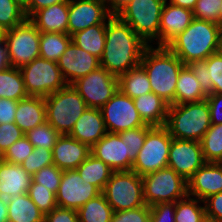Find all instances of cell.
Segmentation results:
<instances>
[{
	"mask_svg": "<svg viewBox=\"0 0 222 222\" xmlns=\"http://www.w3.org/2000/svg\"><path fill=\"white\" fill-rule=\"evenodd\" d=\"M175 202L150 206V222H175Z\"/></svg>",
	"mask_w": 222,
	"mask_h": 222,
	"instance_id": "cell-48",
	"label": "cell"
},
{
	"mask_svg": "<svg viewBox=\"0 0 222 222\" xmlns=\"http://www.w3.org/2000/svg\"><path fill=\"white\" fill-rule=\"evenodd\" d=\"M201 84L197 81L194 72L185 65L179 72L175 91V104L200 102L206 100Z\"/></svg>",
	"mask_w": 222,
	"mask_h": 222,
	"instance_id": "cell-27",
	"label": "cell"
},
{
	"mask_svg": "<svg viewBox=\"0 0 222 222\" xmlns=\"http://www.w3.org/2000/svg\"><path fill=\"white\" fill-rule=\"evenodd\" d=\"M140 65L148 75L152 92L174 105L176 83L184 63L166 46L149 45L143 52Z\"/></svg>",
	"mask_w": 222,
	"mask_h": 222,
	"instance_id": "cell-3",
	"label": "cell"
},
{
	"mask_svg": "<svg viewBox=\"0 0 222 222\" xmlns=\"http://www.w3.org/2000/svg\"><path fill=\"white\" fill-rule=\"evenodd\" d=\"M62 173L63 170L53 164L40 169L32 175V181L41 184L42 187L48 188L56 194L61 183Z\"/></svg>",
	"mask_w": 222,
	"mask_h": 222,
	"instance_id": "cell-44",
	"label": "cell"
},
{
	"mask_svg": "<svg viewBox=\"0 0 222 222\" xmlns=\"http://www.w3.org/2000/svg\"><path fill=\"white\" fill-rule=\"evenodd\" d=\"M172 139L165 126H152L131 170L144 176L167 167Z\"/></svg>",
	"mask_w": 222,
	"mask_h": 222,
	"instance_id": "cell-10",
	"label": "cell"
},
{
	"mask_svg": "<svg viewBox=\"0 0 222 222\" xmlns=\"http://www.w3.org/2000/svg\"><path fill=\"white\" fill-rule=\"evenodd\" d=\"M25 136L28 138L29 142L34 146V148H46L53 150L57 139L60 137V134L48 123L45 122L42 125L36 126L32 130H29L25 133Z\"/></svg>",
	"mask_w": 222,
	"mask_h": 222,
	"instance_id": "cell-39",
	"label": "cell"
},
{
	"mask_svg": "<svg viewBox=\"0 0 222 222\" xmlns=\"http://www.w3.org/2000/svg\"><path fill=\"white\" fill-rule=\"evenodd\" d=\"M207 96L222 94V54L217 52L206 59Z\"/></svg>",
	"mask_w": 222,
	"mask_h": 222,
	"instance_id": "cell-40",
	"label": "cell"
},
{
	"mask_svg": "<svg viewBox=\"0 0 222 222\" xmlns=\"http://www.w3.org/2000/svg\"><path fill=\"white\" fill-rule=\"evenodd\" d=\"M188 66L194 72L197 81L201 84L203 93L207 96L206 59L191 62Z\"/></svg>",
	"mask_w": 222,
	"mask_h": 222,
	"instance_id": "cell-53",
	"label": "cell"
},
{
	"mask_svg": "<svg viewBox=\"0 0 222 222\" xmlns=\"http://www.w3.org/2000/svg\"><path fill=\"white\" fill-rule=\"evenodd\" d=\"M44 222H79L78 212L73 209L56 206L45 215Z\"/></svg>",
	"mask_w": 222,
	"mask_h": 222,
	"instance_id": "cell-49",
	"label": "cell"
},
{
	"mask_svg": "<svg viewBox=\"0 0 222 222\" xmlns=\"http://www.w3.org/2000/svg\"><path fill=\"white\" fill-rule=\"evenodd\" d=\"M165 127L172 138L200 142L211 127L207 100L169 105Z\"/></svg>",
	"mask_w": 222,
	"mask_h": 222,
	"instance_id": "cell-4",
	"label": "cell"
},
{
	"mask_svg": "<svg viewBox=\"0 0 222 222\" xmlns=\"http://www.w3.org/2000/svg\"><path fill=\"white\" fill-rule=\"evenodd\" d=\"M18 101L0 98V124L13 123Z\"/></svg>",
	"mask_w": 222,
	"mask_h": 222,
	"instance_id": "cell-52",
	"label": "cell"
},
{
	"mask_svg": "<svg viewBox=\"0 0 222 222\" xmlns=\"http://www.w3.org/2000/svg\"><path fill=\"white\" fill-rule=\"evenodd\" d=\"M218 25L222 29V3L220 5V10H219V13H218Z\"/></svg>",
	"mask_w": 222,
	"mask_h": 222,
	"instance_id": "cell-60",
	"label": "cell"
},
{
	"mask_svg": "<svg viewBox=\"0 0 222 222\" xmlns=\"http://www.w3.org/2000/svg\"><path fill=\"white\" fill-rule=\"evenodd\" d=\"M4 37V30L0 27V40Z\"/></svg>",
	"mask_w": 222,
	"mask_h": 222,
	"instance_id": "cell-63",
	"label": "cell"
},
{
	"mask_svg": "<svg viewBox=\"0 0 222 222\" xmlns=\"http://www.w3.org/2000/svg\"><path fill=\"white\" fill-rule=\"evenodd\" d=\"M19 69L29 96L45 98L68 85L57 62L42 57Z\"/></svg>",
	"mask_w": 222,
	"mask_h": 222,
	"instance_id": "cell-9",
	"label": "cell"
},
{
	"mask_svg": "<svg viewBox=\"0 0 222 222\" xmlns=\"http://www.w3.org/2000/svg\"><path fill=\"white\" fill-rule=\"evenodd\" d=\"M111 222H150V207L147 205L114 212Z\"/></svg>",
	"mask_w": 222,
	"mask_h": 222,
	"instance_id": "cell-47",
	"label": "cell"
},
{
	"mask_svg": "<svg viewBox=\"0 0 222 222\" xmlns=\"http://www.w3.org/2000/svg\"><path fill=\"white\" fill-rule=\"evenodd\" d=\"M134 105L146 125L165 126L169 104L153 92L133 99Z\"/></svg>",
	"mask_w": 222,
	"mask_h": 222,
	"instance_id": "cell-26",
	"label": "cell"
},
{
	"mask_svg": "<svg viewBox=\"0 0 222 222\" xmlns=\"http://www.w3.org/2000/svg\"><path fill=\"white\" fill-rule=\"evenodd\" d=\"M221 28L218 24L193 19L190 25L174 37L166 47L174 53L184 65L207 59L219 52Z\"/></svg>",
	"mask_w": 222,
	"mask_h": 222,
	"instance_id": "cell-2",
	"label": "cell"
},
{
	"mask_svg": "<svg viewBox=\"0 0 222 222\" xmlns=\"http://www.w3.org/2000/svg\"><path fill=\"white\" fill-rule=\"evenodd\" d=\"M77 212L79 222H111L114 214L103 193L90 199Z\"/></svg>",
	"mask_w": 222,
	"mask_h": 222,
	"instance_id": "cell-33",
	"label": "cell"
},
{
	"mask_svg": "<svg viewBox=\"0 0 222 222\" xmlns=\"http://www.w3.org/2000/svg\"><path fill=\"white\" fill-rule=\"evenodd\" d=\"M32 176L21 165L0 158V196L5 199L28 193Z\"/></svg>",
	"mask_w": 222,
	"mask_h": 222,
	"instance_id": "cell-23",
	"label": "cell"
},
{
	"mask_svg": "<svg viewBox=\"0 0 222 222\" xmlns=\"http://www.w3.org/2000/svg\"><path fill=\"white\" fill-rule=\"evenodd\" d=\"M27 194L44 215L57 206L56 194L39 183L32 181Z\"/></svg>",
	"mask_w": 222,
	"mask_h": 222,
	"instance_id": "cell-41",
	"label": "cell"
},
{
	"mask_svg": "<svg viewBox=\"0 0 222 222\" xmlns=\"http://www.w3.org/2000/svg\"><path fill=\"white\" fill-rule=\"evenodd\" d=\"M84 99L87 107L101 108L117 92L118 77L104 67H98L71 84Z\"/></svg>",
	"mask_w": 222,
	"mask_h": 222,
	"instance_id": "cell-12",
	"label": "cell"
},
{
	"mask_svg": "<svg viewBox=\"0 0 222 222\" xmlns=\"http://www.w3.org/2000/svg\"><path fill=\"white\" fill-rule=\"evenodd\" d=\"M40 34L41 32L29 19L4 31L3 39L8 47L11 67L20 68L40 57Z\"/></svg>",
	"mask_w": 222,
	"mask_h": 222,
	"instance_id": "cell-11",
	"label": "cell"
},
{
	"mask_svg": "<svg viewBox=\"0 0 222 222\" xmlns=\"http://www.w3.org/2000/svg\"><path fill=\"white\" fill-rule=\"evenodd\" d=\"M100 109L109 133H120L146 126L134 105L133 99L123 94L119 89Z\"/></svg>",
	"mask_w": 222,
	"mask_h": 222,
	"instance_id": "cell-13",
	"label": "cell"
},
{
	"mask_svg": "<svg viewBox=\"0 0 222 222\" xmlns=\"http://www.w3.org/2000/svg\"><path fill=\"white\" fill-rule=\"evenodd\" d=\"M203 203L206 216L222 221V192L210 195Z\"/></svg>",
	"mask_w": 222,
	"mask_h": 222,
	"instance_id": "cell-50",
	"label": "cell"
},
{
	"mask_svg": "<svg viewBox=\"0 0 222 222\" xmlns=\"http://www.w3.org/2000/svg\"><path fill=\"white\" fill-rule=\"evenodd\" d=\"M68 85L100 67V59L71 42L57 62Z\"/></svg>",
	"mask_w": 222,
	"mask_h": 222,
	"instance_id": "cell-17",
	"label": "cell"
},
{
	"mask_svg": "<svg viewBox=\"0 0 222 222\" xmlns=\"http://www.w3.org/2000/svg\"><path fill=\"white\" fill-rule=\"evenodd\" d=\"M106 24H97L71 35L72 42L99 59L102 57L106 42Z\"/></svg>",
	"mask_w": 222,
	"mask_h": 222,
	"instance_id": "cell-29",
	"label": "cell"
},
{
	"mask_svg": "<svg viewBox=\"0 0 222 222\" xmlns=\"http://www.w3.org/2000/svg\"><path fill=\"white\" fill-rule=\"evenodd\" d=\"M200 222H222V221L205 216Z\"/></svg>",
	"mask_w": 222,
	"mask_h": 222,
	"instance_id": "cell-61",
	"label": "cell"
},
{
	"mask_svg": "<svg viewBox=\"0 0 222 222\" xmlns=\"http://www.w3.org/2000/svg\"><path fill=\"white\" fill-rule=\"evenodd\" d=\"M133 0H104L112 14H116L122 7Z\"/></svg>",
	"mask_w": 222,
	"mask_h": 222,
	"instance_id": "cell-56",
	"label": "cell"
},
{
	"mask_svg": "<svg viewBox=\"0 0 222 222\" xmlns=\"http://www.w3.org/2000/svg\"><path fill=\"white\" fill-rule=\"evenodd\" d=\"M102 193L114 212L146 205L142 176L133 170L113 172Z\"/></svg>",
	"mask_w": 222,
	"mask_h": 222,
	"instance_id": "cell-6",
	"label": "cell"
},
{
	"mask_svg": "<svg viewBox=\"0 0 222 222\" xmlns=\"http://www.w3.org/2000/svg\"><path fill=\"white\" fill-rule=\"evenodd\" d=\"M90 154L88 145L69 134L60 135L52 150L53 164L61 170L76 169Z\"/></svg>",
	"mask_w": 222,
	"mask_h": 222,
	"instance_id": "cell-21",
	"label": "cell"
},
{
	"mask_svg": "<svg viewBox=\"0 0 222 222\" xmlns=\"http://www.w3.org/2000/svg\"><path fill=\"white\" fill-rule=\"evenodd\" d=\"M113 14L104 0H70L68 2V35L97 24H107Z\"/></svg>",
	"mask_w": 222,
	"mask_h": 222,
	"instance_id": "cell-15",
	"label": "cell"
},
{
	"mask_svg": "<svg viewBox=\"0 0 222 222\" xmlns=\"http://www.w3.org/2000/svg\"><path fill=\"white\" fill-rule=\"evenodd\" d=\"M205 163L200 142L172 139L167 166L186 181Z\"/></svg>",
	"mask_w": 222,
	"mask_h": 222,
	"instance_id": "cell-16",
	"label": "cell"
},
{
	"mask_svg": "<svg viewBox=\"0 0 222 222\" xmlns=\"http://www.w3.org/2000/svg\"><path fill=\"white\" fill-rule=\"evenodd\" d=\"M205 216L202 200L187 195L175 202V222H200Z\"/></svg>",
	"mask_w": 222,
	"mask_h": 222,
	"instance_id": "cell-36",
	"label": "cell"
},
{
	"mask_svg": "<svg viewBox=\"0 0 222 222\" xmlns=\"http://www.w3.org/2000/svg\"><path fill=\"white\" fill-rule=\"evenodd\" d=\"M81 178L87 183L95 185L101 192L114 172L102 160L90 154L77 168Z\"/></svg>",
	"mask_w": 222,
	"mask_h": 222,
	"instance_id": "cell-31",
	"label": "cell"
},
{
	"mask_svg": "<svg viewBox=\"0 0 222 222\" xmlns=\"http://www.w3.org/2000/svg\"><path fill=\"white\" fill-rule=\"evenodd\" d=\"M24 135L25 133L14 122L0 124V157Z\"/></svg>",
	"mask_w": 222,
	"mask_h": 222,
	"instance_id": "cell-46",
	"label": "cell"
},
{
	"mask_svg": "<svg viewBox=\"0 0 222 222\" xmlns=\"http://www.w3.org/2000/svg\"><path fill=\"white\" fill-rule=\"evenodd\" d=\"M29 20L40 32L68 34V2L42 8L36 11Z\"/></svg>",
	"mask_w": 222,
	"mask_h": 222,
	"instance_id": "cell-24",
	"label": "cell"
},
{
	"mask_svg": "<svg viewBox=\"0 0 222 222\" xmlns=\"http://www.w3.org/2000/svg\"><path fill=\"white\" fill-rule=\"evenodd\" d=\"M27 19L24 8L15 0H0V27L7 31Z\"/></svg>",
	"mask_w": 222,
	"mask_h": 222,
	"instance_id": "cell-37",
	"label": "cell"
},
{
	"mask_svg": "<svg viewBox=\"0 0 222 222\" xmlns=\"http://www.w3.org/2000/svg\"><path fill=\"white\" fill-rule=\"evenodd\" d=\"M222 0H198L192 10L195 19L218 24V13Z\"/></svg>",
	"mask_w": 222,
	"mask_h": 222,
	"instance_id": "cell-45",
	"label": "cell"
},
{
	"mask_svg": "<svg viewBox=\"0 0 222 222\" xmlns=\"http://www.w3.org/2000/svg\"><path fill=\"white\" fill-rule=\"evenodd\" d=\"M0 222L8 221V199L0 196Z\"/></svg>",
	"mask_w": 222,
	"mask_h": 222,
	"instance_id": "cell-57",
	"label": "cell"
},
{
	"mask_svg": "<svg viewBox=\"0 0 222 222\" xmlns=\"http://www.w3.org/2000/svg\"><path fill=\"white\" fill-rule=\"evenodd\" d=\"M219 52L222 54V29H221V33H220Z\"/></svg>",
	"mask_w": 222,
	"mask_h": 222,
	"instance_id": "cell-62",
	"label": "cell"
},
{
	"mask_svg": "<svg viewBox=\"0 0 222 222\" xmlns=\"http://www.w3.org/2000/svg\"><path fill=\"white\" fill-rule=\"evenodd\" d=\"M53 165L52 150L40 147L34 148L31 154L21 164L29 175H34L40 169Z\"/></svg>",
	"mask_w": 222,
	"mask_h": 222,
	"instance_id": "cell-42",
	"label": "cell"
},
{
	"mask_svg": "<svg viewBox=\"0 0 222 222\" xmlns=\"http://www.w3.org/2000/svg\"><path fill=\"white\" fill-rule=\"evenodd\" d=\"M197 1L198 0H169L168 2L175 6L184 7L193 10L195 8Z\"/></svg>",
	"mask_w": 222,
	"mask_h": 222,
	"instance_id": "cell-58",
	"label": "cell"
},
{
	"mask_svg": "<svg viewBox=\"0 0 222 222\" xmlns=\"http://www.w3.org/2000/svg\"><path fill=\"white\" fill-rule=\"evenodd\" d=\"M70 0H31L29 5L24 9L27 19H29L36 11L51 6L56 3L69 2Z\"/></svg>",
	"mask_w": 222,
	"mask_h": 222,
	"instance_id": "cell-54",
	"label": "cell"
},
{
	"mask_svg": "<svg viewBox=\"0 0 222 222\" xmlns=\"http://www.w3.org/2000/svg\"><path fill=\"white\" fill-rule=\"evenodd\" d=\"M107 132L101 109L88 107L75 122L69 135L91 148Z\"/></svg>",
	"mask_w": 222,
	"mask_h": 222,
	"instance_id": "cell-22",
	"label": "cell"
},
{
	"mask_svg": "<svg viewBox=\"0 0 222 222\" xmlns=\"http://www.w3.org/2000/svg\"><path fill=\"white\" fill-rule=\"evenodd\" d=\"M206 100L210 110L211 124H222V94H210Z\"/></svg>",
	"mask_w": 222,
	"mask_h": 222,
	"instance_id": "cell-51",
	"label": "cell"
},
{
	"mask_svg": "<svg viewBox=\"0 0 222 222\" xmlns=\"http://www.w3.org/2000/svg\"><path fill=\"white\" fill-rule=\"evenodd\" d=\"M105 37L100 66L116 77L139 66L143 52L149 46L116 14L107 20Z\"/></svg>",
	"mask_w": 222,
	"mask_h": 222,
	"instance_id": "cell-1",
	"label": "cell"
},
{
	"mask_svg": "<svg viewBox=\"0 0 222 222\" xmlns=\"http://www.w3.org/2000/svg\"><path fill=\"white\" fill-rule=\"evenodd\" d=\"M193 11L175 6L165 1L160 17L158 37L151 46H166L174 37L182 33L193 21Z\"/></svg>",
	"mask_w": 222,
	"mask_h": 222,
	"instance_id": "cell-18",
	"label": "cell"
},
{
	"mask_svg": "<svg viewBox=\"0 0 222 222\" xmlns=\"http://www.w3.org/2000/svg\"><path fill=\"white\" fill-rule=\"evenodd\" d=\"M91 154L102 160L114 172L129 171V154L126 142L118 133H109L91 147Z\"/></svg>",
	"mask_w": 222,
	"mask_h": 222,
	"instance_id": "cell-20",
	"label": "cell"
},
{
	"mask_svg": "<svg viewBox=\"0 0 222 222\" xmlns=\"http://www.w3.org/2000/svg\"><path fill=\"white\" fill-rule=\"evenodd\" d=\"M222 192V163L206 162L187 180V194L204 200Z\"/></svg>",
	"mask_w": 222,
	"mask_h": 222,
	"instance_id": "cell-19",
	"label": "cell"
},
{
	"mask_svg": "<svg viewBox=\"0 0 222 222\" xmlns=\"http://www.w3.org/2000/svg\"><path fill=\"white\" fill-rule=\"evenodd\" d=\"M102 192L81 178L76 169L63 170L61 183L56 193L57 206L78 210L90 199Z\"/></svg>",
	"mask_w": 222,
	"mask_h": 222,
	"instance_id": "cell-14",
	"label": "cell"
},
{
	"mask_svg": "<svg viewBox=\"0 0 222 222\" xmlns=\"http://www.w3.org/2000/svg\"><path fill=\"white\" fill-rule=\"evenodd\" d=\"M119 90L134 99L152 92L150 81L144 68L139 65L118 77Z\"/></svg>",
	"mask_w": 222,
	"mask_h": 222,
	"instance_id": "cell-30",
	"label": "cell"
},
{
	"mask_svg": "<svg viewBox=\"0 0 222 222\" xmlns=\"http://www.w3.org/2000/svg\"><path fill=\"white\" fill-rule=\"evenodd\" d=\"M44 218L27 193L8 199L9 222H44Z\"/></svg>",
	"mask_w": 222,
	"mask_h": 222,
	"instance_id": "cell-28",
	"label": "cell"
},
{
	"mask_svg": "<svg viewBox=\"0 0 222 222\" xmlns=\"http://www.w3.org/2000/svg\"><path fill=\"white\" fill-rule=\"evenodd\" d=\"M46 122L44 97L28 96L18 101L14 123L27 133Z\"/></svg>",
	"mask_w": 222,
	"mask_h": 222,
	"instance_id": "cell-25",
	"label": "cell"
},
{
	"mask_svg": "<svg viewBox=\"0 0 222 222\" xmlns=\"http://www.w3.org/2000/svg\"><path fill=\"white\" fill-rule=\"evenodd\" d=\"M22 8H26L31 0H15Z\"/></svg>",
	"mask_w": 222,
	"mask_h": 222,
	"instance_id": "cell-59",
	"label": "cell"
},
{
	"mask_svg": "<svg viewBox=\"0 0 222 222\" xmlns=\"http://www.w3.org/2000/svg\"><path fill=\"white\" fill-rule=\"evenodd\" d=\"M46 107V122L60 135L70 134L75 122L84 113L87 105L72 85L44 98Z\"/></svg>",
	"mask_w": 222,
	"mask_h": 222,
	"instance_id": "cell-5",
	"label": "cell"
},
{
	"mask_svg": "<svg viewBox=\"0 0 222 222\" xmlns=\"http://www.w3.org/2000/svg\"><path fill=\"white\" fill-rule=\"evenodd\" d=\"M200 144L206 162L222 163V124H211Z\"/></svg>",
	"mask_w": 222,
	"mask_h": 222,
	"instance_id": "cell-35",
	"label": "cell"
},
{
	"mask_svg": "<svg viewBox=\"0 0 222 222\" xmlns=\"http://www.w3.org/2000/svg\"><path fill=\"white\" fill-rule=\"evenodd\" d=\"M144 201L147 206L176 202L185 198L187 181L172 168L165 167L142 176Z\"/></svg>",
	"mask_w": 222,
	"mask_h": 222,
	"instance_id": "cell-8",
	"label": "cell"
},
{
	"mask_svg": "<svg viewBox=\"0 0 222 222\" xmlns=\"http://www.w3.org/2000/svg\"><path fill=\"white\" fill-rule=\"evenodd\" d=\"M10 67V60L8 56V47L4 39L0 40V71L6 70Z\"/></svg>",
	"mask_w": 222,
	"mask_h": 222,
	"instance_id": "cell-55",
	"label": "cell"
},
{
	"mask_svg": "<svg viewBox=\"0 0 222 222\" xmlns=\"http://www.w3.org/2000/svg\"><path fill=\"white\" fill-rule=\"evenodd\" d=\"M28 96L19 68L10 66L0 71V98L19 101Z\"/></svg>",
	"mask_w": 222,
	"mask_h": 222,
	"instance_id": "cell-32",
	"label": "cell"
},
{
	"mask_svg": "<svg viewBox=\"0 0 222 222\" xmlns=\"http://www.w3.org/2000/svg\"><path fill=\"white\" fill-rule=\"evenodd\" d=\"M71 42L72 38L68 34L41 32L39 45L40 57L58 62Z\"/></svg>",
	"mask_w": 222,
	"mask_h": 222,
	"instance_id": "cell-34",
	"label": "cell"
},
{
	"mask_svg": "<svg viewBox=\"0 0 222 222\" xmlns=\"http://www.w3.org/2000/svg\"><path fill=\"white\" fill-rule=\"evenodd\" d=\"M151 127L152 126L150 125H146L118 133L122 138V142H126L127 154H129V170L132 169V165L136 160L137 154L144 144L147 131Z\"/></svg>",
	"mask_w": 222,
	"mask_h": 222,
	"instance_id": "cell-38",
	"label": "cell"
},
{
	"mask_svg": "<svg viewBox=\"0 0 222 222\" xmlns=\"http://www.w3.org/2000/svg\"><path fill=\"white\" fill-rule=\"evenodd\" d=\"M165 1L133 0L122 7L116 15L150 45L158 37L161 11Z\"/></svg>",
	"mask_w": 222,
	"mask_h": 222,
	"instance_id": "cell-7",
	"label": "cell"
},
{
	"mask_svg": "<svg viewBox=\"0 0 222 222\" xmlns=\"http://www.w3.org/2000/svg\"><path fill=\"white\" fill-rule=\"evenodd\" d=\"M33 149L34 146L24 135L18 141L14 142L0 158L6 162L21 165Z\"/></svg>",
	"mask_w": 222,
	"mask_h": 222,
	"instance_id": "cell-43",
	"label": "cell"
}]
</instances>
